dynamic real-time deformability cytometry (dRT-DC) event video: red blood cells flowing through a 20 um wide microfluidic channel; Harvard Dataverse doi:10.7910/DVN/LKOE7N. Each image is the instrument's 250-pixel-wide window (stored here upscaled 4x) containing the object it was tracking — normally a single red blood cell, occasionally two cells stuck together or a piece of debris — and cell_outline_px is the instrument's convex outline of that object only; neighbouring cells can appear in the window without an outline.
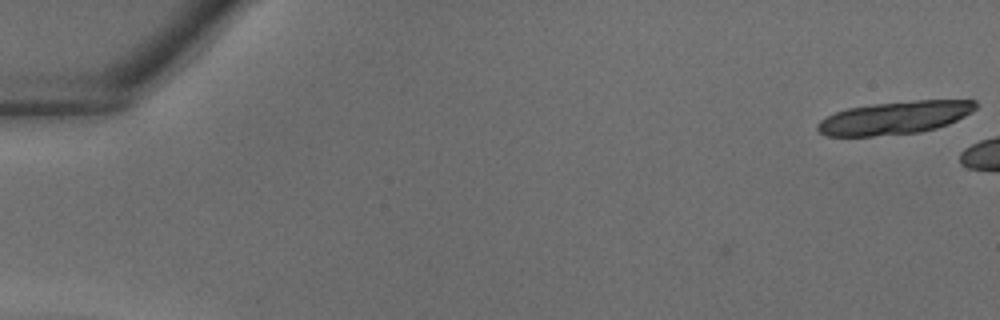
{"species": "common noctule bat (a hibernating species)", "species_latin": "Nyctalus noctula", "temperature_condition": "warm", "stored_images_in_passage": 6, "camera_frame_rate_fps": 3000, "um_per_image_px": 0.085, "animal": {"sex": "male", "body_mass_g": 18.8}, "frame": {"image": 1, "passage_image": 1, "time_ms": 0.0, "image_size_px": [1000, 320], "cell_outline_px": [[976, 108], [972, 112], [948, 124], [936, 128], [920, 132], [872, 136], [824, 136], [816, 128], [816, 124], [820, 120], [836, 112], [848, 108], [872, 104], [916, 100], [976, 100]], "centroid_in_image_um": [76.03, 10.01], "position_along_channel_um": 9.0, "area_um2": 30.23}}